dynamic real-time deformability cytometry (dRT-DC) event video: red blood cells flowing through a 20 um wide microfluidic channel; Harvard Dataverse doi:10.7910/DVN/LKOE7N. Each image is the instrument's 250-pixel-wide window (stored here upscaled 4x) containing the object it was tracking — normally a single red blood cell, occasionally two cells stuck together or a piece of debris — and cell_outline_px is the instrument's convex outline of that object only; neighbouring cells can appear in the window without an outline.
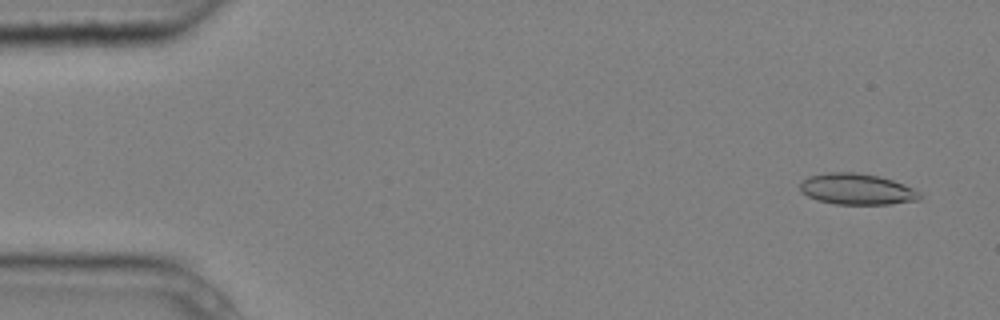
{"species": "common noctule bat (a hibernating species)", "species_latin": "Nyctalus noctula", "temperature_condition": "cold", "stored_images_in_passage": 9, "camera_frame_rate_fps": 3000, "um_per_image_px": 0.085, "animal": {"sex": "male", "body_mass_g": 20.4}, "frame": {"image": 1, "passage_image": 1, "time_ms": 0.0, "image_size_px": [1000, 320], "cell_outline_px": [[924, 196], [920, 200], [892, 204], [836, 204], [816, 200], [800, 192], [800, 180], [808, 176], [828, 172], [856, 172], [880, 176], [904, 184], [920, 192]], "centroid_in_image_um": [72.83, 16.07], "position_along_channel_um": 12.2, "area_um2": 22.02}}
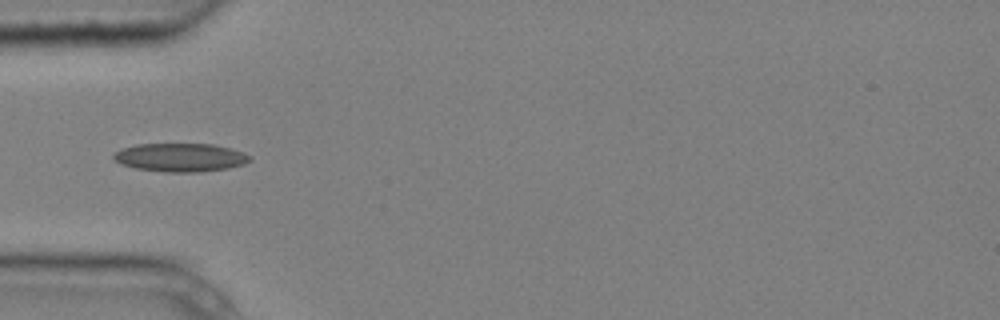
{"frame": {"image": 2, "passage_image": 4, "time_ms": 1.0, "image_size_px": [1000, 320], "cell_outline_px": [[252, 160], [244, 164], [228, 168], [196, 172], [164, 172], [136, 168], [120, 164], [112, 156], [116, 152], [124, 148], [136, 144], [212, 144], [232, 148], [244, 152], [252, 156]], "centroid_in_image_um": [15.38, 13.38], "position_along_channel_um": 69.6, "area_um2": 22.6}}
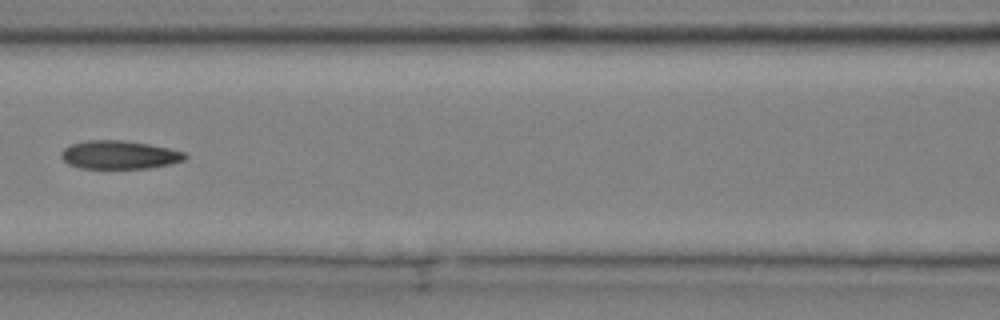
{"frame": {"image": 3, "passage_image": 6, "time_ms": 1.667, "image_size_px": [1000, 320], "cell_outline_px": [[188, 156], [184, 160], [172, 164], [148, 168], [80, 168], [68, 164], [60, 156], [60, 152], [64, 148], [72, 144], [88, 140], [124, 140], [148, 144], [168, 148], [184, 152]], "centroid_in_image_um": [10.14, 13.16], "position_along_channel_um": 156.5, "area_um2": 20.46}}